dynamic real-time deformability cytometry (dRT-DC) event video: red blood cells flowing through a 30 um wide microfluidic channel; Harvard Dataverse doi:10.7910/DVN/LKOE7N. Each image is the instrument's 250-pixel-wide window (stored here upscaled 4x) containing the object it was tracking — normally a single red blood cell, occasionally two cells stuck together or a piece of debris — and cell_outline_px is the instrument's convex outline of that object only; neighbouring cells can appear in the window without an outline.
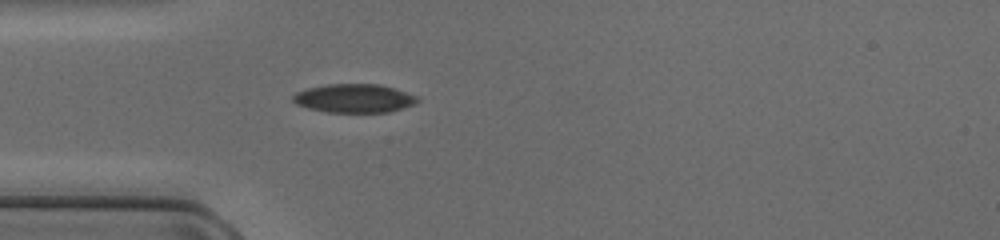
{"species": "common noctule bat (a hibernating species)", "species_latin": "Nyctalus noctula", "temperature_condition": "cold", "stored_images_in_passage": 35, "camera_frame_rate_fps": 3000, "um_per_image_px": 0.085, "animal": {"sex": "female", "body_mass_g": 17.0, "forearm_length_mm": 48.0}, "frame": {"image": 1, "passage_image": 1, "time_ms": 0.0, "image_size_px": [1000, 240], "cell_outline_px": [[420, 100], [416, 104], [388, 112], [328, 112], [308, 108], [296, 104], [292, 100], [292, 96], [296, 92], [308, 88], [328, 84], [380, 84], [416, 96]], "centroid_in_image_um": [30.09, 8.36], "position_along_channel_um": 54.9, "area_um2": 20.63}}
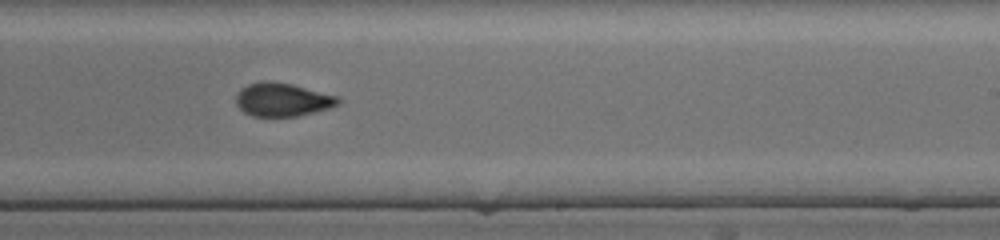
{"frame": {"image": 2, "passage_image": 16, "time_ms": 5.0, "image_size_px": [1000, 240], "cell_outline_px": [[340, 104], [328, 108], [296, 116], [252, 116], [244, 112], [236, 104], [236, 96], [240, 88], [248, 84], [260, 80], [268, 80], [292, 84], [340, 96]], "centroid_in_image_um": [24.0, 8.45], "position_along_channel_um": 265.0, "area_um2": 20.0}}
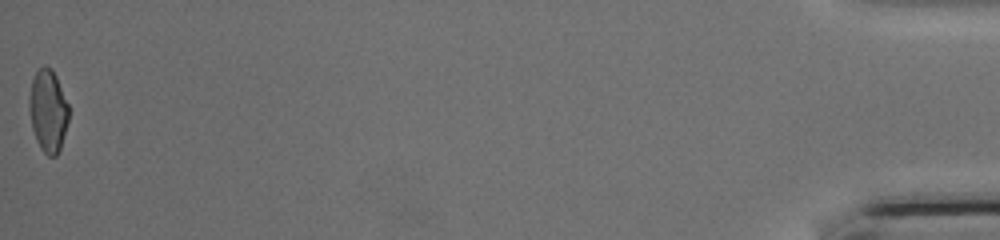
{"frame": {"image": 3, "passage_image": 35, "time_ms": 11.333, "image_size_px": [1000, 240], "cell_outline_px": [[68, 120], [60, 148], [56, 156], [48, 156], [40, 148], [36, 140], [32, 128], [28, 108], [28, 100], [32, 80], [36, 72], [44, 64], [52, 68], [56, 76], [68, 104]], "centroid_in_image_um": [4.06, 9.4], "position_along_channel_um": 431.1, "area_um2": 18.96}}